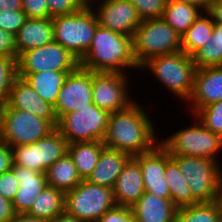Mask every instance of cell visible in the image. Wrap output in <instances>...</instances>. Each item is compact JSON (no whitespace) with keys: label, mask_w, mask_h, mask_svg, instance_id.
Listing matches in <instances>:
<instances>
[{"label":"cell","mask_w":222,"mask_h":222,"mask_svg":"<svg viewBox=\"0 0 222 222\" xmlns=\"http://www.w3.org/2000/svg\"><path fill=\"white\" fill-rule=\"evenodd\" d=\"M145 110L134 100L127 108L110 113L103 144L131 157L152 150L159 139L149 112Z\"/></svg>","instance_id":"obj_1"},{"label":"cell","mask_w":222,"mask_h":222,"mask_svg":"<svg viewBox=\"0 0 222 222\" xmlns=\"http://www.w3.org/2000/svg\"><path fill=\"white\" fill-rule=\"evenodd\" d=\"M79 62L81 68L93 72L128 73L129 69L140 70L133 56L132 37L99 24L91 46Z\"/></svg>","instance_id":"obj_2"},{"label":"cell","mask_w":222,"mask_h":222,"mask_svg":"<svg viewBox=\"0 0 222 222\" xmlns=\"http://www.w3.org/2000/svg\"><path fill=\"white\" fill-rule=\"evenodd\" d=\"M140 70H148L179 100L188 102L194 87L197 70L193 58L183 50L153 57Z\"/></svg>","instance_id":"obj_3"},{"label":"cell","mask_w":222,"mask_h":222,"mask_svg":"<svg viewBox=\"0 0 222 222\" xmlns=\"http://www.w3.org/2000/svg\"><path fill=\"white\" fill-rule=\"evenodd\" d=\"M133 56L140 68L149 59L181 51V35L162 18L142 20L132 37Z\"/></svg>","instance_id":"obj_4"},{"label":"cell","mask_w":222,"mask_h":222,"mask_svg":"<svg viewBox=\"0 0 222 222\" xmlns=\"http://www.w3.org/2000/svg\"><path fill=\"white\" fill-rule=\"evenodd\" d=\"M178 164L193 198L213 202L222 198V167L219 161L195 156H171Z\"/></svg>","instance_id":"obj_5"},{"label":"cell","mask_w":222,"mask_h":222,"mask_svg":"<svg viewBox=\"0 0 222 222\" xmlns=\"http://www.w3.org/2000/svg\"><path fill=\"white\" fill-rule=\"evenodd\" d=\"M192 125L181 128L172 135L159 139L170 156H195L219 161L222 137L211 132L195 117Z\"/></svg>","instance_id":"obj_6"},{"label":"cell","mask_w":222,"mask_h":222,"mask_svg":"<svg viewBox=\"0 0 222 222\" xmlns=\"http://www.w3.org/2000/svg\"><path fill=\"white\" fill-rule=\"evenodd\" d=\"M53 41L61 44L79 61L91 46L93 35L98 25L92 8L52 17Z\"/></svg>","instance_id":"obj_7"},{"label":"cell","mask_w":222,"mask_h":222,"mask_svg":"<svg viewBox=\"0 0 222 222\" xmlns=\"http://www.w3.org/2000/svg\"><path fill=\"white\" fill-rule=\"evenodd\" d=\"M115 206L113 189L86 180L65 193L64 211L81 222H96Z\"/></svg>","instance_id":"obj_8"},{"label":"cell","mask_w":222,"mask_h":222,"mask_svg":"<svg viewBox=\"0 0 222 222\" xmlns=\"http://www.w3.org/2000/svg\"><path fill=\"white\" fill-rule=\"evenodd\" d=\"M56 127L47 119L27 111L0 107V141L11 148L34 143L46 137Z\"/></svg>","instance_id":"obj_9"},{"label":"cell","mask_w":222,"mask_h":222,"mask_svg":"<svg viewBox=\"0 0 222 222\" xmlns=\"http://www.w3.org/2000/svg\"><path fill=\"white\" fill-rule=\"evenodd\" d=\"M110 113L94 103L77 111L62 115L56 129L68 144L76 142L102 141L108 125Z\"/></svg>","instance_id":"obj_10"},{"label":"cell","mask_w":222,"mask_h":222,"mask_svg":"<svg viewBox=\"0 0 222 222\" xmlns=\"http://www.w3.org/2000/svg\"><path fill=\"white\" fill-rule=\"evenodd\" d=\"M79 60L56 41L23 52L17 59L18 73L74 71Z\"/></svg>","instance_id":"obj_11"},{"label":"cell","mask_w":222,"mask_h":222,"mask_svg":"<svg viewBox=\"0 0 222 222\" xmlns=\"http://www.w3.org/2000/svg\"><path fill=\"white\" fill-rule=\"evenodd\" d=\"M130 76L120 72L92 71V101L109 113L123 110L133 103L129 96Z\"/></svg>","instance_id":"obj_12"},{"label":"cell","mask_w":222,"mask_h":222,"mask_svg":"<svg viewBox=\"0 0 222 222\" xmlns=\"http://www.w3.org/2000/svg\"><path fill=\"white\" fill-rule=\"evenodd\" d=\"M90 104H93L92 71L79 66L67 75L60 89L54 106L56 117L59 119L68 112L77 111Z\"/></svg>","instance_id":"obj_13"},{"label":"cell","mask_w":222,"mask_h":222,"mask_svg":"<svg viewBox=\"0 0 222 222\" xmlns=\"http://www.w3.org/2000/svg\"><path fill=\"white\" fill-rule=\"evenodd\" d=\"M92 9L100 26L127 36L133 37L142 23L138 11L128 0H109Z\"/></svg>","instance_id":"obj_14"},{"label":"cell","mask_w":222,"mask_h":222,"mask_svg":"<svg viewBox=\"0 0 222 222\" xmlns=\"http://www.w3.org/2000/svg\"><path fill=\"white\" fill-rule=\"evenodd\" d=\"M142 172L145 192L164 199H171L164 171L166 162L171 158L168 151L158 143L152 150L134 156Z\"/></svg>","instance_id":"obj_15"},{"label":"cell","mask_w":222,"mask_h":222,"mask_svg":"<svg viewBox=\"0 0 222 222\" xmlns=\"http://www.w3.org/2000/svg\"><path fill=\"white\" fill-rule=\"evenodd\" d=\"M222 100V66L197 69L192 95L188 100L189 113L194 115L199 109ZM190 101V102H189Z\"/></svg>","instance_id":"obj_16"},{"label":"cell","mask_w":222,"mask_h":222,"mask_svg":"<svg viewBox=\"0 0 222 222\" xmlns=\"http://www.w3.org/2000/svg\"><path fill=\"white\" fill-rule=\"evenodd\" d=\"M6 105L9 108L27 111L35 116L47 119L55 127L57 125L58 119L54 106L40 98L24 78L17 77L14 80Z\"/></svg>","instance_id":"obj_17"},{"label":"cell","mask_w":222,"mask_h":222,"mask_svg":"<svg viewBox=\"0 0 222 222\" xmlns=\"http://www.w3.org/2000/svg\"><path fill=\"white\" fill-rule=\"evenodd\" d=\"M145 193L142 172L138 161L131 157L121 170L113 187L115 203L118 206L134 205Z\"/></svg>","instance_id":"obj_18"},{"label":"cell","mask_w":222,"mask_h":222,"mask_svg":"<svg viewBox=\"0 0 222 222\" xmlns=\"http://www.w3.org/2000/svg\"><path fill=\"white\" fill-rule=\"evenodd\" d=\"M11 171L20 183L17 193L12 201L16 214L27 213L40 192L47 186L44 173L12 165Z\"/></svg>","instance_id":"obj_19"},{"label":"cell","mask_w":222,"mask_h":222,"mask_svg":"<svg viewBox=\"0 0 222 222\" xmlns=\"http://www.w3.org/2000/svg\"><path fill=\"white\" fill-rule=\"evenodd\" d=\"M131 209L134 222H175L178 207L171 199L145 192Z\"/></svg>","instance_id":"obj_20"},{"label":"cell","mask_w":222,"mask_h":222,"mask_svg":"<svg viewBox=\"0 0 222 222\" xmlns=\"http://www.w3.org/2000/svg\"><path fill=\"white\" fill-rule=\"evenodd\" d=\"M18 57L53 41L52 18H27L15 35Z\"/></svg>","instance_id":"obj_21"},{"label":"cell","mask_w":222,"mask_h":222,"mask_svg":"<svg viewBox=\"0 0 222 222\" xmlns=\"http://www.w3.org/2000/svg\"><path fill=\"white\" fill-rule=\"evenodd\" d=\"M130 158L125 152L105 146L86 181L113 189L116 179Z\"/></svg>","instance_id":"obj_22"},{"label":"cell","mask_w":222,"mask_h":222,"mask_svg":"<svg viewBox=\"0 0 222 222\" xmlns=\"http://www.w3.org/2000/svg\"><path fill=\"white\" fill-rule=\"evenodd\" d=\"M73 71H42L18 73L45 102L55 106L61 87L69 73Z\"/></svg>","instance_id":"obj_23"},{"label":"cell","mask_w":222,"mask_h":222,"mask_svg":"<svg viewBox=\"0 0 222 222\" xmlns=\"http://www.w3.org/2000/svg\"><path fill=\"white\" fill-rule=\"evenodd\" d=\"M104 147L103 142L98 140L68 144L67 153L82 180H86L91 174Z\"/></svg>","instance_id":"obj_24"},{"label":"cell","mask_w":222,"mask_h":222,"mask_svg":"<svg viewBox=\"0 0 222 222\" xmlns=\"http://www.w3.org/2000/svg\"><path fill=\"white\" fill-rule=\"evenodd\" d=\"M47 185L64 193L72 190L82 179L71 157L66 153L56 160L45 172Z\"/></svg>","instance_id":"obj_25"},{"label":"cell","mask_w":222,"mask_h":222,"mask_svg":"<svg viewBox=\"0 0 222 222\" xmlns=\"http://www.w3.org/2000/svg\"><path fill=\"white\" fill-rule=\"evenodd\" d=\"M64 202L65 193L47 185L36 197L27 214L51 221L64 212Z\"/></svg>","instance_id":"obj_26"},{"label":"cell","mask_w":222,"mask_h":222,"mask_svg":"<svg viewBox=\"0 0 222 222\" xmlns=\"http://www.w3.org/2000/svg\"><path fill=\"white\" fill-rule=\"evenodd\" d=\"M213 28L214 21L211 16L207 12H202L181 35V49L192 57L211 37Z\"/></svg>","instance_id":"obj_27"},{"label":"cell","mask_w":222,"mask_h":222,"mask_svg":"<svg viewBox=\"0 0 222 222\" xmlns=\"http://www.w3.org/2000/svg\"><path fill=\"white\" fill-rule=\"evenodd\" d=\"M203 11L179 0H167L162 19L182 35Z\"/></svg>","instance_id":"obj_28"},{"label":"cell","mask_w":222,"mask_h":222,"mask_svg":"<svg viewBox=\"0 0 222 222\" xmlns=\"http://www.w3.org/2000/svg\"><path fill=\"white\" fill-rule=\"evenodd\" d=\"M164 176L171 193V200L178 208L198 203L193 198L178 164L172 158L166 162Z\"/></svg>","instance_id":"obj_29"},{"label":"cell","mask_w":222,"mask_h":222,"mask_svg":"<svg viewBox=\"0 0 222 222\" xmlns=\"http://www.w3.org/2000/svg\"><path fill=\"white\" fill-rule=\"evenodd\" d=\"M68 142L55 128L46 137L38 140L39 163H41V173L46 170L59 158L67 153Z\"/></svg>","instance_id":"obj_30"},{"label":"cell","mask_w":222,"mask_h":222,"mask_svg":"<svg viewBox=\"0 0 222 222\" xmlns=\"http://www.w3.org/2000/svg\"><path fill=\"white\" fill-rule=\"evenodd\" d=\"M192 58L197 69L222 66V25L214 23L211 37Z\"/></svg>","instance_id":"obj_31"},{"label":"cell","mask_w":222,"mask_h":222,"mask_svg":"<svg viewBox=\"0 0 222 222\" xmlns=\"http://www.w3.org/2000/svg\"><path fill=\"white\" fill-rule=\"evenodd\" d=\"M175 222H220V200L180 207Z\"/></svg>","instance_id":"obj_32"},{"label":"cell","mask_w":222,"mask_h":222,"mask_svg":"<svg viewBox=\"0 0 222 222\" xmlns=\"http://www.w3.org/2000/svg\"><path fill=\"white\" fill-rule=\"evenodd\" d=\"M18 77L17 59L0 56V107L6 105L14 80Z\"/></svg>","instance_id":"obj_33"},{"label":"cell","mask_w":222,"mask_h":222,"mask_svg":"<svg viewBox=\"0 0 222 222\" xmlns=\"http://www.w3.org/2000/svg\"><path fill=\"white\" fill-rule=\"evenodd\" d=\"M12 152L14 165L26 167L41 173V163H39L38 155V141L31 144L15 145L12 147Z\"/></svg>","instance_id":"obj_34"},{"label":"cell","mask_w":222,"mask_h":222,"mask_svg":"<svg viewBox=\"0 0 222 222\" xmlns=\"http://www.w3.org/2000/svg\"><path fill=\"white\" fill-rule=\"evenodd\" d=\"M211 132L222 137V100L199 109L193 116Z\"/></svg>","instance_id":"obj_35"},{"label":"cell","mask_w":222,"mask_h":222,"mask_svg":"<svg viewBox=\"0 0 222 222\" xmlns=\"http://www.w3.org/2000/svg\"><path fill=\"white\" fill-rule=\"evenodd\" d=\"M142 20L162 18L167 0H128Z\"/></svg>","instance_id":"obj_36"},{"label":"cell","mask_w":222,"mask_h":222,"mask_svg":"<svg viewBox=\"0 0 222 222\" xmlns=\"http://www.w3.org/2000/svg\"><path fill=\"white\" fill-rule=\"evenodd\" d=\"M49 18L76 13L84 8L82 0H47Z\"/></svg>","instance_id":"obj_37"},{"label":"cell","mask_w":222,"mask_h":222,"mask_svg":"<svg viewBox=\"0 0 222 222\" xmlns=\"http://www.w3.org/2000/svg\"><path fill=\"white\" fill-rule=\"evenodd\" d=\"M26 19L23 10L0 12V29L16 35Z\"/></svg>","instance_id":"obj_38"},{"label":"cell","mask_w":222,"mask_h":222,"mask_svg":"<svg viewBox=\"0 0 222 222\" xmlns=\"http://www.w3.org/2000/svg\"><path fill=\"white\" fill-rule=\"evenodd\" d=\"M22 10L26 18L49 17L47 0H22Z\"/></svg>","instance_id":"obj_39"},{"label":"cell","mask_w":222,"mask_h":222,"mask_svg":"<svg viewBox=\"0 0 222 222\" xmlns=\"http://www.w3.org/2000/svg\"><path fill=\"white\" fill-rule=\"evenodd\" d=\"M96 222H134V216L131 207L116 205Z\"/></svg>","instance_id":"obj_40"},{"label":"cell","mask_w":222,"mask_h":222,"mask_svg":"<svg viewBox=\"0 0 222 222\" xmlns=\"http://www.w3.org/2000/svg\"><path fill=\"white\" fill-rule=\"evenodd\" d=\"M19 185L11 170L0 174V194L6 199L13 201Z\"/></svg>","instance_id":"obj_41"},{"label":"cell","mask_w":222,"mask_h":222,"mask_svg":"<svg viewBox=\"0 0 222 222\" xmlns=\"http://www.w3.org/2000/svg\"><path fill=\"white\" fill-rule=\"evenodd\" d=\"M0 56L14 57L17 59L15 35L0 29Z\"/></svg>","instance_id":"obj_42"},{"label":"cell","mask_w":222,"mask_h":222,"mask_svg":"<svg viewBox=\"0 0 222 222\" xmlns=\"http://www.w3.org/2000/svg\"><path fill=\"white\" fill-rule=\"evenodd\" d=\"M13 165L12 148L0 141V174L10 171Z\"/></svg>","instance_id":"obj_43"},{"label":"cell","mask_w":222,"mask_h":222,"mask_svg":"<svg viewBox=\"0 0 222 222\" xmlns=\"http://www.w3.org/2000/svg\"><path fill=\"white\" fill-rule=\"evenodd\" d=\"M15 214L12 201L0 194V222H11Z\"/></svg>","instance_id":"obj_44"},{"label":"cell","mask_w":222,"mask_h":222,"mask_svg":"<svg viewBox=\"0 0 222 222\" xmlns=\"http://www.w3.org/2000/svg\"><path fill=\"white\" fill-rule=\"evenodd\" d=\"M214 23L222 25V0H211L206 11Z\"/></svg>","instance_id":"obj_45"},{"label":"cell","mask_w":222,"mask_h":222,"mask_svg":"<svg viewBox=\"0 0 222 222\" xmlns=\"http://www.w3.org/2000/svg\"><path fill=\"white\" fill-rule=\"evenodd\" d=\"M22 10V0H0V12Z\"/></svg>","instance_id":"obj_46"},{"label":"cell","mask_w":222,"mask_h":222,"mask_svg":"<svg viewBox=\"0 0 222 222\" xmlns=\"http://www.w3.org/2000/svg\"><path fill=\"white\" fill-rule=\"evenodd\" d=\"M11 222H50V221L36 218L27 213H18L15 214V217Z\"/></svg>","instance_id":"obj_47"},{"label":"cell","mask_w":222,"mask_h":222,"mask_svg":"<svg viewBox=\"0 0 222 222\" xmlns=\"http://www.w3.org/2000/svg\"><path fill=\"white\" fill-rule=\"evenodd\" d=\"M179 1H183L187 4L194 5L200 8L203 12L207 11L209 4L211 3V0H179Z\"/></svg>","instance_id":"obj_48"},{"label":"cell","mask_w":222,"mask_h":222,"mask_svg":"<svg viewBox=\"0 0 222 222\" xmlns=\"http://www.w3.org/2000/svg\"><path fill=\"white\" fill-rule=\"evenodd\" d=\"M50 222H81L76 217L69 215L65 211L61 213L60 215L56 216L53 220Z\"/></svg>","instance_id":"obj_49"},{"label":"cell","mask_w":222,"mask_h":222,"mask_svg":"<svg viewBox=\"0 0 222 222\" xmlns=\"http://www.w3.org/2000/svg\"><path fill=\"white\" fill-rule=\"evenodd\" d=\"M82 1L85 8H93L97 4L102 3V2H107L109 0H82Z\"/></svg>","instance_id":"obj_50"},{"label":"cell","mask_w":222,"mask_h":222,"mask_svg":"<svg viewBox=\"0 0 222 222\" xmlns=\"http://www.w3.org/2000/svg\"><path fill=\"white\" fill-rule=\"evenodd\" d=\"M220 222H222V198L220 199Z\"/></svg>","instance_id":"obj_51"}]
</instances>
